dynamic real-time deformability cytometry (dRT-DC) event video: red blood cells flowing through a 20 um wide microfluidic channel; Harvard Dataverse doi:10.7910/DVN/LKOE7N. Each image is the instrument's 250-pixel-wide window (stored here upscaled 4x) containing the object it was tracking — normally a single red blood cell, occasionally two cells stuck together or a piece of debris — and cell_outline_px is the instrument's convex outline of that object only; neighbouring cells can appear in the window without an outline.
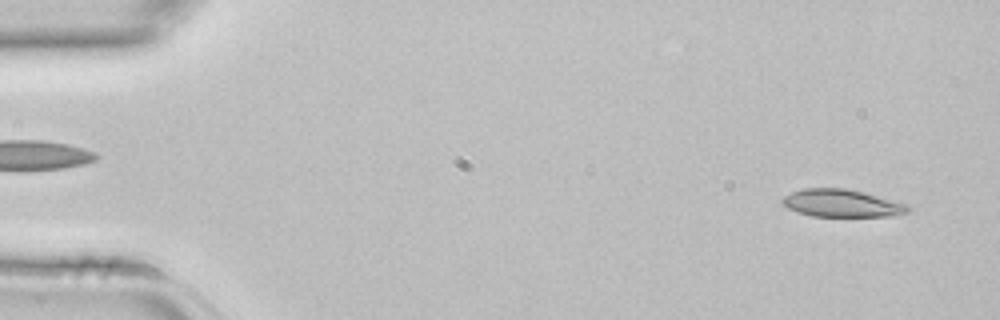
{"species": "common noctule bat (a hibernating species)", "species_latin": "Nyctalus noctula", "temperature_condition": "room temperature", "stored_images_in_passage": 4, "segment_of_instrument_passage": [2, 2], "camera_frame_rate_fps": 3000, "um_per_image_px": 0.085, "animal": {"sex": "female", "body_mass_g": 22.7, "forearm_length_mm": 54.2}, "frame": {"image": 1, "passage_image": 4, "time_ms": 1.0, "image_size_px": [1000, 320], "cell_outline_px": [[908, 212], [892, 216], [812, 216], [796, 212], [788, 208], [780, 200], [784, 196], [792, 192], [804, 188], [844, 188], [908, 204]], "centroid_in_image_um": [71.5, 17.28], "position_along_channel_um": 13.5, "area_um2": 19.88}}